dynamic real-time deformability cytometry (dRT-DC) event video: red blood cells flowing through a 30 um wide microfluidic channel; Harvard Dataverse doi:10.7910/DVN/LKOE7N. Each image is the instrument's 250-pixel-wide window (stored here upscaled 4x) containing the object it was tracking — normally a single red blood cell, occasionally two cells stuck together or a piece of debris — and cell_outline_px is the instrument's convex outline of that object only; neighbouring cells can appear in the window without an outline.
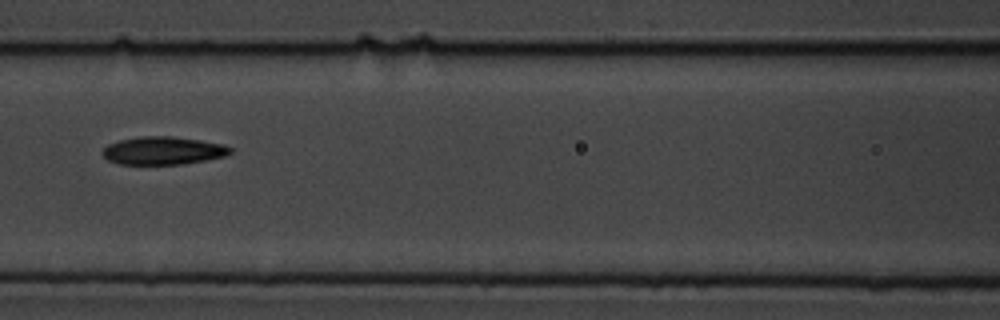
{"species": "common noctule bat (a hibernating species)", "species_latin": "Nyctalus noctula", "temperature_condition": "cold", "stored_images_in_passage": 11, "camera_frame_rate_fps": 3000, "um_per_image_px": 0.085, "animal": {"sex": "male", "body_mass_g": 19.5, "forearm_length_mm": 54.6}, "frame": {"image": 1, "passage_image": 7, "time_ms": 7.667, "image_size_px": [1000, 320], "cell_outline_px": [[232, 152], [224, 156], [184, 164], [120, 164], [108, 160], [104, 156], [104, 148], [108, 144], [120, 140], [140, 136], [172, 136], [200, 140], [224, 144], [232, 148]], "centroid_in_image_um": [13.88, 12.8], "position_along_channel_um": 152.7, "area_um2": 20.69}}
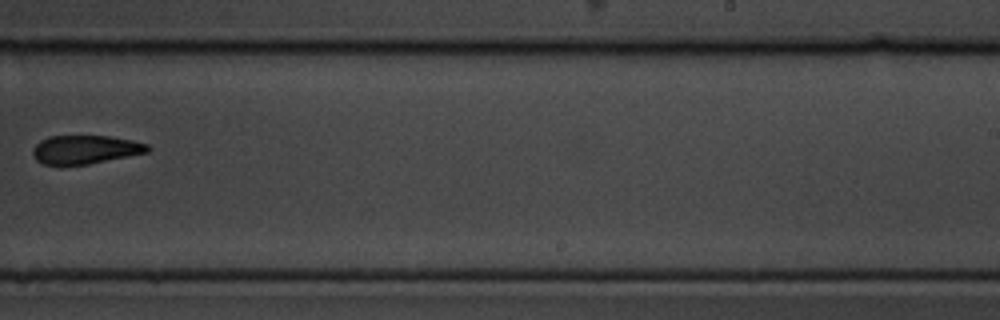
{"frame": {"image": 2, "passage_image": 10, "time_ms": 11.333, "image_size_px": [1000, 320], "cell_outline_px": [[152, 148], [148, 152], [88, 164], [60, 168], [44, 164], [36, 160], [32, 156], [32, 148], [40, 140], [48, 136], [108, 136], [132, 140], [148, 144]], "centroid_in_image_um": [7.18, 12.74], "position_along_channel_um": 281.8, "area_um2": 19.71}}
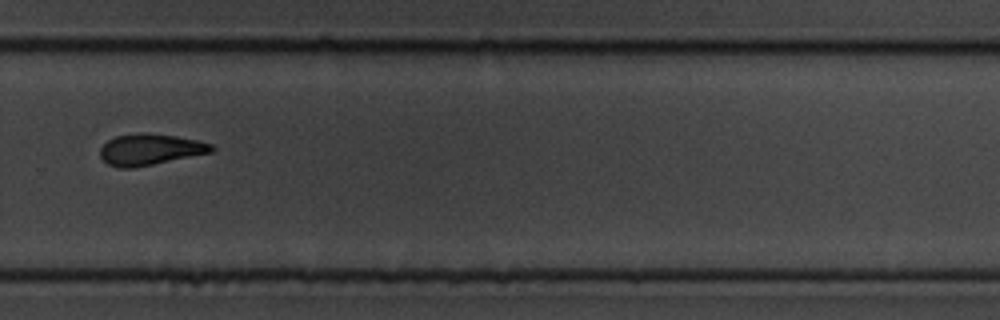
{"frame": {"image": 3, "passage_image": 11, "time_ms": 12.333, "image_size_px": [1000, 320], "cell_outline_px": [[216, 148], [212, 152], [132, 168], [120, 168], [108, 164], [100, 156], [100, 148], [108, 140], [116, 136], [140, 132], [144, 132], [176, 136], [196, 140], [212, 144]], "centroid_in_image_um": [12.75, 12.69], "position_along_channel_um": 317.1, "area_um2": 20.11}}